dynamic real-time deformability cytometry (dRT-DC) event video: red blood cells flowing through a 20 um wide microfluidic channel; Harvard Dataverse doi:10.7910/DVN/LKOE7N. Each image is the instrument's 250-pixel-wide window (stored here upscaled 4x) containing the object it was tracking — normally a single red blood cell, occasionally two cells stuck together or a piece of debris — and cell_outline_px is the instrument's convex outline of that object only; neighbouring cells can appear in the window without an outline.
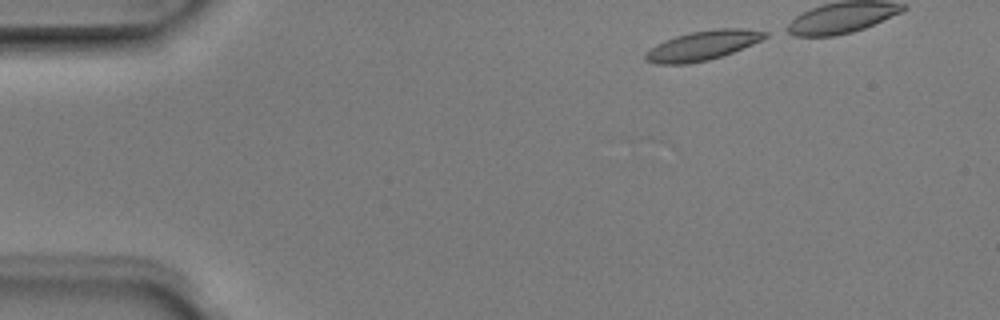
{"species": "Egyptian fruit bat (a non-hibernating species)", "species_latin": "Rousettus aegyptiacus", "temperature_condition": "room temperature", "stored_images_in_passage": 4, "camera_frame_rate_fps": 3000, "um_per_image_px": 0.085, "animal": {"sex": "male"}, "frame": {"image": 1, "passage_image": 1, "time_ms": 0.0, "image_size_px": [1000, 320], "cell_outline_px": [[768, 36], [752, 44], [732, 52], [708, 60], [688, 64], [656, 64], [644, 60], [644, 52], [648, 48], [664, 40], [676, 36], [692, 32], [716, 28], [744, 28], [768, 32]], "centroid_in_image_um": [59.66, 3.87], "position_along_channel_um": 25.3, "area_um2": 20.58}}